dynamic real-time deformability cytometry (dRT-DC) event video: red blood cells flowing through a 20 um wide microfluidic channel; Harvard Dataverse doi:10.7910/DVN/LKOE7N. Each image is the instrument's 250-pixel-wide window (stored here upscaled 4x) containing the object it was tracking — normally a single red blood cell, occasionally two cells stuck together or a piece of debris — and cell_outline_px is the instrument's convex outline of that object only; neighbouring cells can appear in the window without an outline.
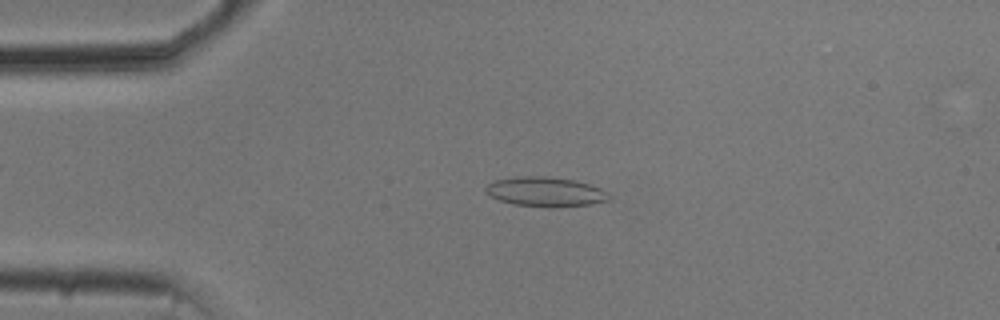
{"species": "common noctule bat (a hibernating species)", "species_latin": "Nyctalus noctula", "temperature_condition": "cold", "stored_images_in_passage": 52, "camera_frame_rate_fps": 3000, "um_per_image_px": 0.085, "animal": {"sex": "male", "body_mass_g": 20.5, "forearm_length_mm": 52.5}, "frame": {"image": 1, "passage_image": 11, "time_ms": 3.333, "image_size_px": [1000, 320], "cell_outline_px": [[608, 200], [592, 204], [512, 204], [500, 200], [484, 192], [484, 188], [488, 184], [496, 180], [524, 176], [544, 176], [572, 180], [588, 184], [600, 188], [604, 192]], "centroid_in_image_um": [46.27, 16.25], "position_along_channel_um": 38.7, "area_um2": 19.77}}
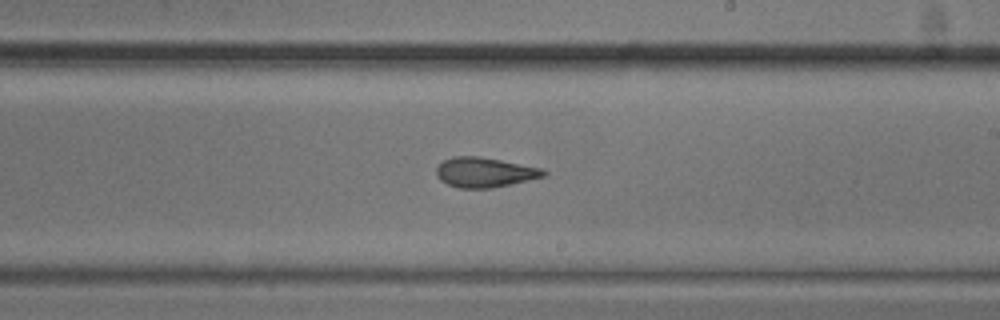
{"frame": {"image": 2, "passage_image": 30, "time_ms": 9.667, "image_size_px": [1000, 320], "cell_outline_px": [[548, 172], [544, 176], [492, 188], [460, 188], [448, 184], [440, 180], [436, 172], [436, 168], [444, 160], [452, 156], [480, 156], [540, 168]], "centroid_in_image_um": [41.16, 14.64], "position_along_channel_um": 247.8, "area_um2": 18.38}}
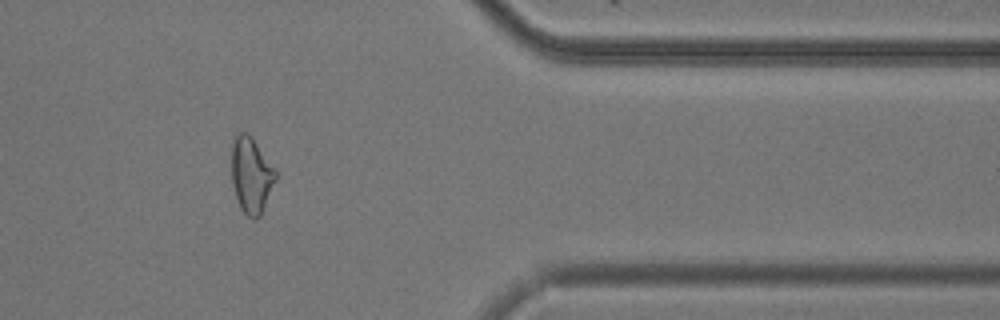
{"frame": {"image": 3, "passage_image": 43, "time_ms": 14.0, "image_size_px": [1000, 320], "cell_outline_px": [[276, 180], [260, 216], [256, 220], [252, 220], [240, 208], [232, 184], [232, 144], [236, 132], [248, 132], [252, 136], [276, 168]], "centroid_in_image_um": [21.36, 14.86], "position_along_channel_um": 390.0, "area_um2": 19.77}, "authors_computed_cell_mechanics": {"area_um2": 19.7676, "velocity_mm_per_s": 3.7502, "shape_relaxation_time_tau1_ms": 7.0945, "shape_relaxation_time_tau2_ms": 2.091, "deformation_change_tau1": 0.1835, "deformation_change_tau2": 0.1035}}